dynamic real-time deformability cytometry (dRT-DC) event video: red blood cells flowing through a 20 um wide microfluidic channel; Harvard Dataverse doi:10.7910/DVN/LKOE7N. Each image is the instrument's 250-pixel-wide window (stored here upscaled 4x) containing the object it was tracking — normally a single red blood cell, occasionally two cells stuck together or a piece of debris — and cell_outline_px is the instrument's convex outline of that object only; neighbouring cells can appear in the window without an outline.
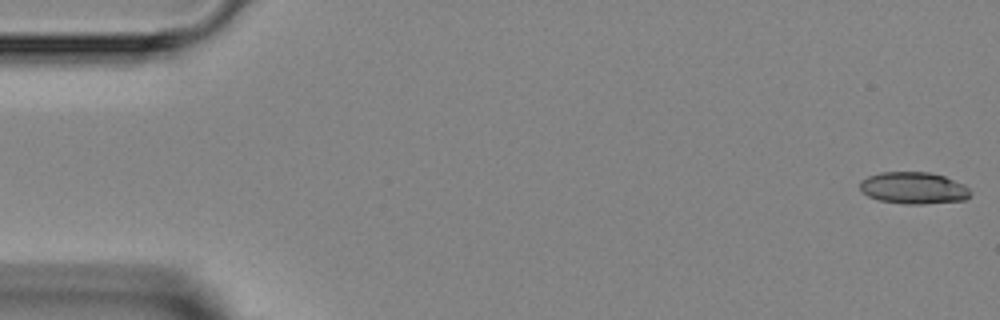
{"species": "Egyptian fruit bat (a non-hibernating species)", "species_latin": "Rousettus aegyptiacus", "temperature_condition": "room temperature", "stored_images_in_passage": 7, "segment_of_instrument_passage": [1, 2], "camera_frame_rate_fps": 3000, "um_per_image_px": 0.085, "animal": {"sex": "female"}, "frame": {"image": 1, "passage_image": 1, "time_ms": 0.0, "image_size_px": [1000, 320], "cell_outline_px": [[972, 192], [964, 200], [924, 204], [904, 204], [880, 200], [868, 196], [860, 188], [860, 180], [868, 176], [880, 172], [932, 172], [944, 176], [964, 184]], "centroid_in_image_um": [77.66, 15.97], "position_along_channel_um": 7.3, "area_um2": 20.52}}
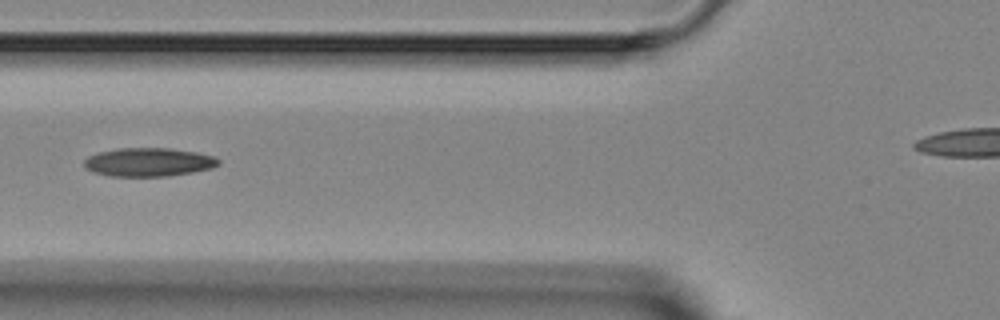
{"frame": {"image": 2, "passage_image": 6, "time_ms": 5.667, "image_size_px": [1000, 320], "cell_outline_px": [[220, 164], [212, 168], [192, 172], [168, 176], [108, 176], [92, 172], [84, 168], [84, 160], [88, 156], [100, 152], [120, 148], [168, 148], [196, 152], [216, 156], [220, 160]], "centroid_in_image_um": [12.63, 13.78], "position_along_channel_um": 113.2, "area_um2": 22.48}}